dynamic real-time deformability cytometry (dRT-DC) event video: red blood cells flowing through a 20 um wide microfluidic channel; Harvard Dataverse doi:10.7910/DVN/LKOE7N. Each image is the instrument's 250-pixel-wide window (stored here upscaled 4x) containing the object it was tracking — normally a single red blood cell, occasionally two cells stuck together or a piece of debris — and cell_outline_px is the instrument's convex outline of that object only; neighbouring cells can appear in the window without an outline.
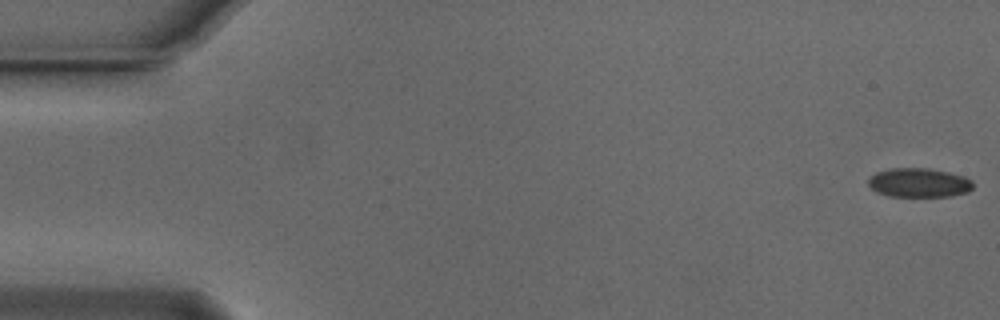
{"species": "Egyptian fruit bat (a non-hibernating species)", "species_latin": "Rousettus aegyptiacus", "temperature_condition": "cold", "stored_images_in_passage": 55, "camera_frame_rate_fps": 3000, "um_per_image_px": 0.085, "animal": {"sex": "male"}, "frame": {"image": 1, "passage_image": 1, "time_ms": 0.0, "image_size_px": [1000, 320], "cell_outline_px": [[972, 188], [968, 192], [952, 196], [888, 196], [876, 192], [868, 184], [868, 176], [876, 172], [892, 168], [928, 168], [948, 172], [964, 176], [972, 180]], "centroid_in_image_um": [78.09, 15.53], "position_along_channel_um": 6.9, "area_um2": 17.86}}
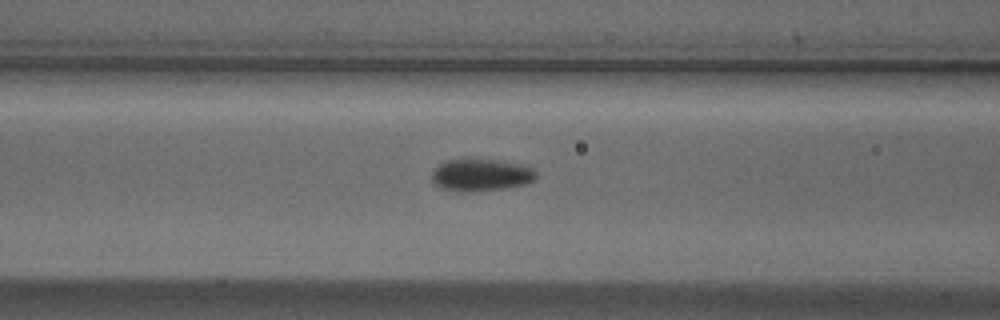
{"frame": {"image": 2, "passage_image": 22, "time_ms": 7.0, "image_size_px": [1000, 320], "cell_outline_px": [[536, 180], [528, 184], [504, 188], [468, 192], [460, 192], [440, 188], [432, 180], [432, 168], [444, 160], [496, 160], [520, 164], [532, 168], [536, 172]], "centroid_in_image_um": [40.87, 14.88], "position_along_channel_um": 125.7, "area_um2": 19.65}}
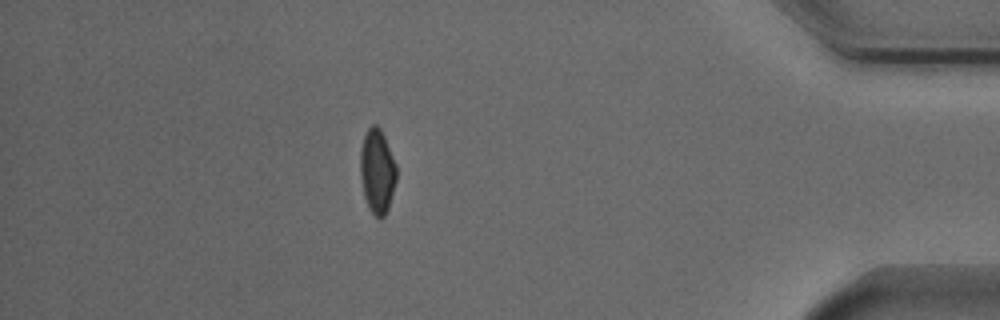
{"frame": {"image": 3, "passage_image": 48, "time_ms": 15.667, "image_size_px": [1000, 320], "cell_outline_px": [[396, 180], [388, 208], [384, 216], [380, 220], [368, 208], [364, 196], [360, 176], [360, 148], [364, 136], [368, 128], [372, 124], [376, 124], [380, 128], [384, 136], [396, 164]], "centroid_in_image_um": [32.05, 14.55], "position_along_channel_um": 403.2, "area_um2": 17.8}, "authors_computed_cell_mechanics": {"area_um2": 18.496, "velocity_mm_per_s": 3.7493, "shape_relaxation_time_tau1_ms": 2.8869, "shape_relaxation_time_tau2_ms": null, "deformation_change_tau1": 0.0878, "deformation_change_tau2": null}}